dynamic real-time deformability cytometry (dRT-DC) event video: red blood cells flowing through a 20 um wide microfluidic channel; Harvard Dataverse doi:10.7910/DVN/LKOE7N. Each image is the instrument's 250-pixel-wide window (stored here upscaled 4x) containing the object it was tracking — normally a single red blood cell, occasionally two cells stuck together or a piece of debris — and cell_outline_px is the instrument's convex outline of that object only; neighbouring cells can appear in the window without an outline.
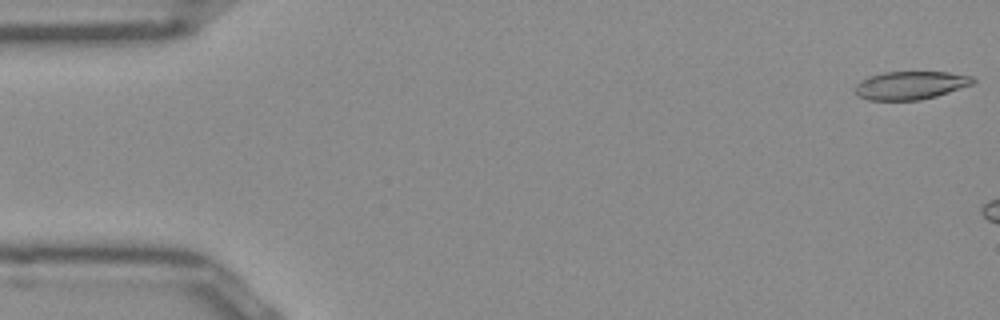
{"species": "Egyptian fruit bat (a non-hibernating species)", "species_latin": "Rousettus aegyptiacus", "temperature_condition": "room temperature", "stored_images_in_passage": 6, "camera_frame_rate_fps": 3000, "um_per_image_px": 0.085, "frame": {"image": 1, "passage_image": 1, "time_ms": 0.0, "image_size_px": [1000, 320], "cell_outline_px": [[976, 80], [972, 84], [936, 96], [920, 100], [868, 100], [856, 96], [856, 84], [868, 76], [884, 72], [948, 72], [972, 76]], "centroid_in_image_um": [77.37, 7.25], "position_along_channel_um": 7.6, "area_um2": 19.31}}